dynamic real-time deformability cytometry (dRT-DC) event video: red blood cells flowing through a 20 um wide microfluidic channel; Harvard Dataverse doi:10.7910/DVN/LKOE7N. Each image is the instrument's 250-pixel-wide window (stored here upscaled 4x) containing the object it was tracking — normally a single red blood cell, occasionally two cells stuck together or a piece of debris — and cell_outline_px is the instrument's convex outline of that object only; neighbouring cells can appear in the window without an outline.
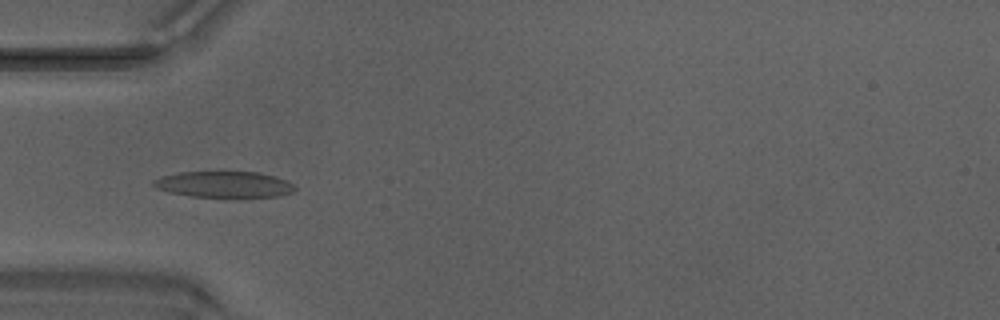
{"species": "Egyptian fruit bat (a non-hibernating species)", "species_latin": "Rousettus aegyptiacus", "temperature_condition": "warm", "stored_images_in_passage": 48, "camera_frame_rate_fps": 3000, "um_per_image_px": 0.085, "animal": {"sex": "male"}, "frame": {"image": 1, "passage_image": 15, "time_ms": 4.667, "image_size_px": [1000, 320], "cell_outline_px": [[296, 188], [292, 192], [280, 196], [240, 200], [232, 200], [192, 196], [168, 192], [156, 188], [152, 184], [152, 180], [164, 176], [180, 172], [260, 172], [276, 176], [292, 184]], "centroid_in_image_um": [19.09, 15.73], "position_along_channel_um": 65.9, "area_um2": 22.54}}
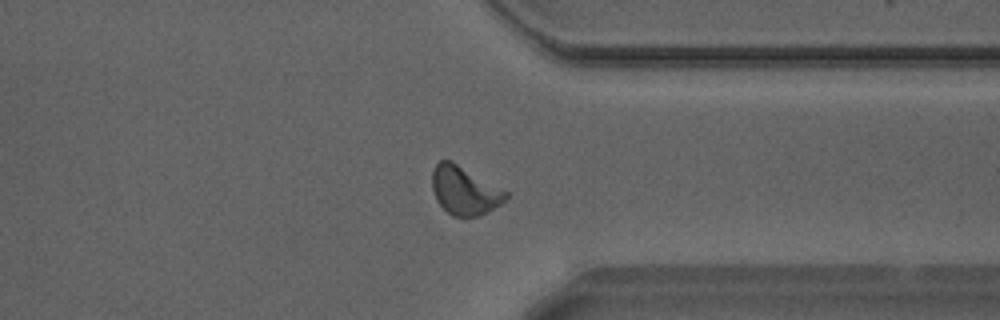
{"frame": {"image": 2, "passage_image": 37, "time_ms": 12.0, "image_size_px": [1000, 320], "cell_outline_px": [[508, 196], [500, 204], [480, 216], [452, 216], [436, 200], [432, 188], [432, 168], [440, 160], [452, 160], [508, 192]], "centroid_in_image_um": [39.46, 16.17], "position_along_channel_um": 371.9, "area_um2": 20.69}}
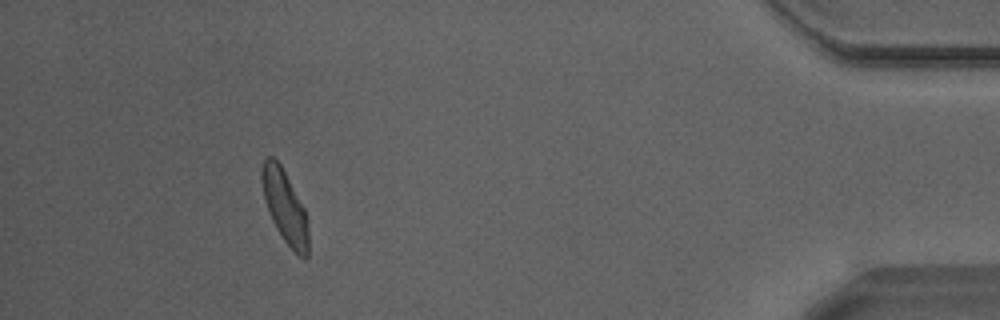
{"frame": {"image": 3, "passage_image": 44, "time_ms": 14.333, "image_size_px": [1000, 320], "cell_outline_px": [[308, 256], [304, 260], [284, 240], [276, 228], [272, 220], [264, 200], [260, 176], [260, 172], [264, 160], [268, 156], [272, 156], [280, 164], [304, 208], [308, 224]], "centroid_in_image_um": [24.2, 17.56], "position_along_channel_um": 411.0, "area_um2": 19.54}, "authors_computed_cell_mechanics": {"area_um2": 20.4612, "velocity_mm_per_s": 4.2143, "shape_relaxation_time_tau1_ms": 2.7793, "shape_relaxation_time_tau2_ms": 1.3888, "deformation_change_tau1": 0.1618, "deformation_change_tau2": 0.0898}}